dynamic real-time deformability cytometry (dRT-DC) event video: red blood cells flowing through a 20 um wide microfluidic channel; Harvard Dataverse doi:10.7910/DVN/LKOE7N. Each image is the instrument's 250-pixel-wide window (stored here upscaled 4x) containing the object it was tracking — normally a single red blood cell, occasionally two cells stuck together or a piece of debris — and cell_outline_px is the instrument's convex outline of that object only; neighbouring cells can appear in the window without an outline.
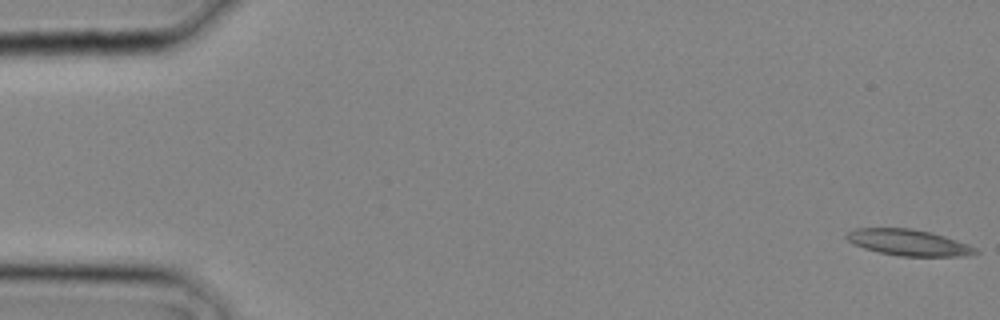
{"species": "common noctule bat (a hibernating species)", "species_latin": "Nyctalus noctula", "temperature_condition": "cold", "stored_images_in_passage": 18, "camera_frame_rate_fps": 3000, "um_per_image_px": 0.085, "animal": {"sex": "male", "body_mass_g": 20.4}, "frame": {"image": 1, "passage_image": 1, "time_ms": 0.0, "image_size_px": [1000, 320], "cell_outline_px": [[980, 252], [964, 256], [900, 256], [880, 252], [864, 248], [848, 240], [844, 236], [848, 232], [856, 228], [912, 228], [932, 232], [968, 244], [976, 248]], "centroid_in_image_um": [77.24, 20.61], "position_along_channel_um": 7.8, "area_um2": 19.54}}
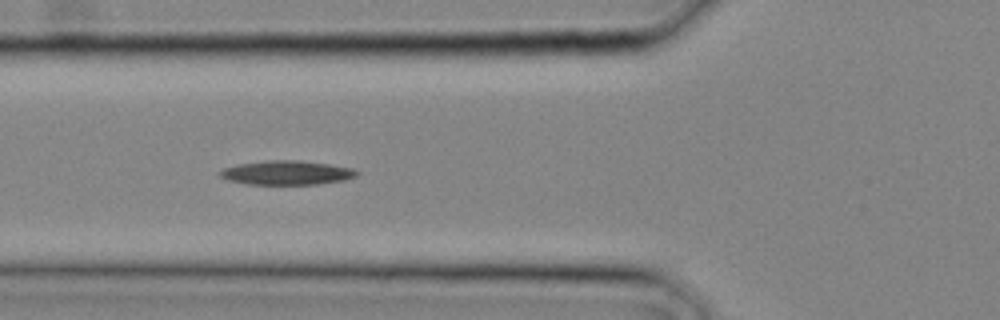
{"frame": {"image": 2, "passage_image": 11, "time_ms": 3.333, "image_size_px": [1000, 320], "cell_outline_px": [[360, 172], [356, 176], [344, 180], [316, 184], [248, 184], [228, 180], [220, 176], [220, 172], [224, 168], [236, 164], [264, 160], [296, 160], [328, 164], [352, 168]], "centroid_in_image_um": [24.36, 14.67], "position_along_channel_um": 101.4, "area_um2": 19.13}}
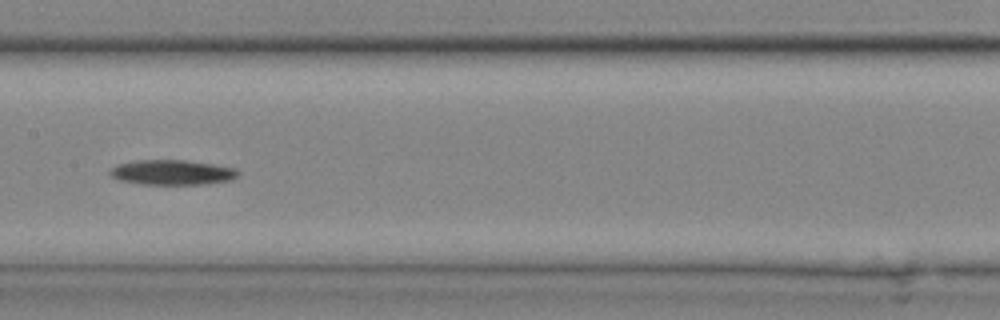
{"frame": {"image": 3, "passage_image": 15, "time_ms": 4.667, "image_size_px": [1000, 320], "cell_outline_px": [[240, 172], [232, 180], [204, 184], [144, 184], [120, 180], [112, 176], [108, 172], [116, 164], [136, 160], [188, 160], [236, 168]], "centroid_in_image_um": [14.64, 14.64], "position_along_channel_um": 192.8, "area_um2": 18.61}}